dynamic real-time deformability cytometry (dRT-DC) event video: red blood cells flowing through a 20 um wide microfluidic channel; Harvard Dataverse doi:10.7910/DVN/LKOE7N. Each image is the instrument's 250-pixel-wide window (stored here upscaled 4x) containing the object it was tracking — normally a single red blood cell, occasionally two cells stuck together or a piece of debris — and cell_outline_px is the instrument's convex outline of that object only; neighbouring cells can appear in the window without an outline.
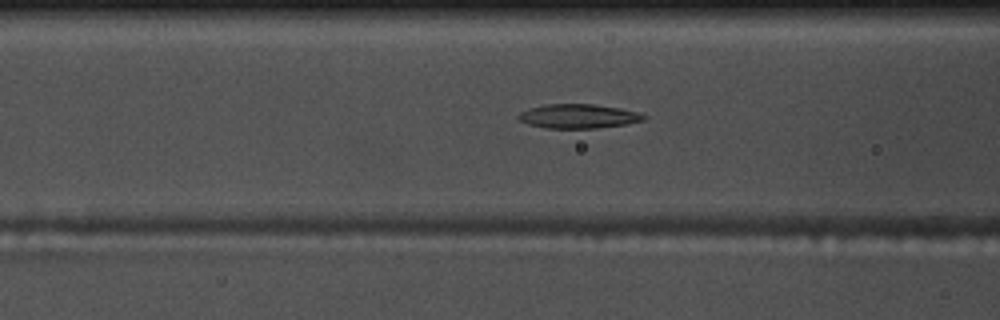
{"species": "common noctule bat (a hibernating species)", "species_latin": "Nyctalus noctula", "temperature_condition": "warm", "stored_images_in_passage": 54, "camera_frame_rate_fps": 3000, "um_per_image_px": 0.085, "animal": {"sex": "male", "body_mass_g": 17.5, "forearm_length_mm": 52.3}, "frame": {"image": 1, "passage_image": 21, "time_ms": 6.667, "image_size_px": [1000, 320], "cell_outline_px": [[648, 116], [644, 120], [624, 124], [596, 128], [548, 128], [528, 124], [520, 120], [516, 116], [520, 112], [528, 108], [544, 104], [596, 104], [620, 108], [640, 112]], "centroid_in_image_um": [49.16, 9.86], "position_along_channel_um": 117.4, "area_um2": 17.74}}
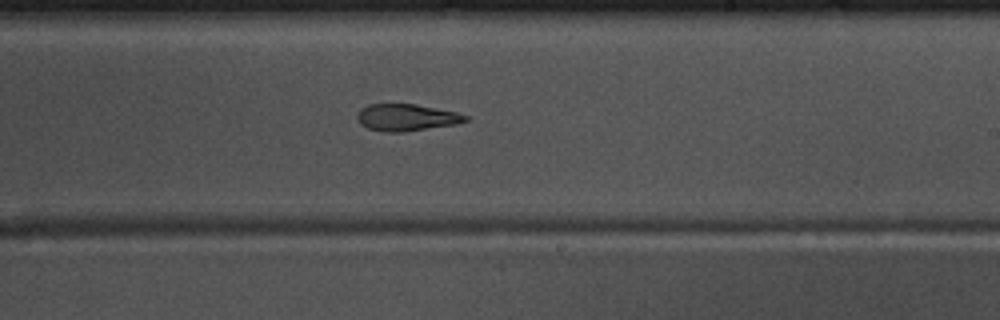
{"frame": {"image": 2, "passage_image": 32, "time_ms": 10.333, "image_size_px": [1000, 320], "cell_outline_px": [[468, 120], [456, 124], [404, 132], [388, 132], [368, 128], [360, 124], [356, 116], [360, 108], [368, 104], [416, 104], [456, 112], [468, 116]], "centroid_in_image_um": [34.53, 9.98], "position_along_channel_um": 254.5, "area_um2": 16.94}}
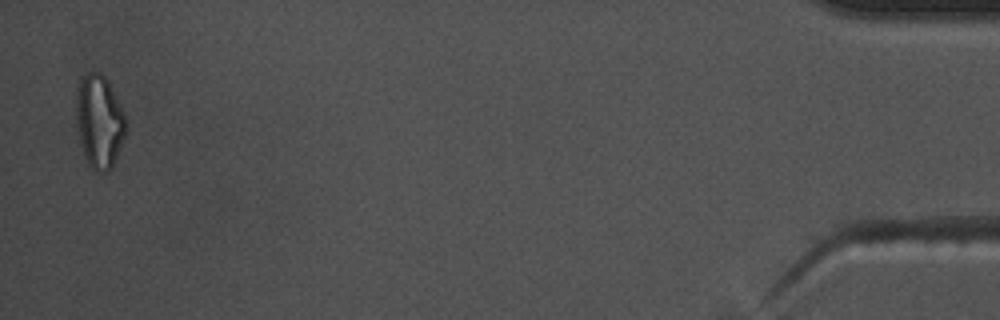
{"frame": {"image": 3, "passage_image": 53, "time_ms": 17.333, "image_size_px": [1000, 320], "cell_outline_px": [[128, 124], [124, 136], [112, 168], [104, 172], [96, 172], [88, 164], [84, 156], [76, 124], [76, 88], [80, 76], [88, 72], [96, 72], [104, 76], [124, 112], [128, 120]], "centroid_in_image_um": [8.42, 10.32], "position_along_channel_um": 426.8, "area_um2": 27.11}, "authors_computed_cell_mechanics": {"area_um2": 18.8139, "velocity_mm_per_s": 3.7466, "shape_relaxation_time_tau1_ms": null, "shape_relaxation_time_tau2_ms": 7.8063, "deformation_change_tau1": null, "deformation_change_tau2": 0.1857}}